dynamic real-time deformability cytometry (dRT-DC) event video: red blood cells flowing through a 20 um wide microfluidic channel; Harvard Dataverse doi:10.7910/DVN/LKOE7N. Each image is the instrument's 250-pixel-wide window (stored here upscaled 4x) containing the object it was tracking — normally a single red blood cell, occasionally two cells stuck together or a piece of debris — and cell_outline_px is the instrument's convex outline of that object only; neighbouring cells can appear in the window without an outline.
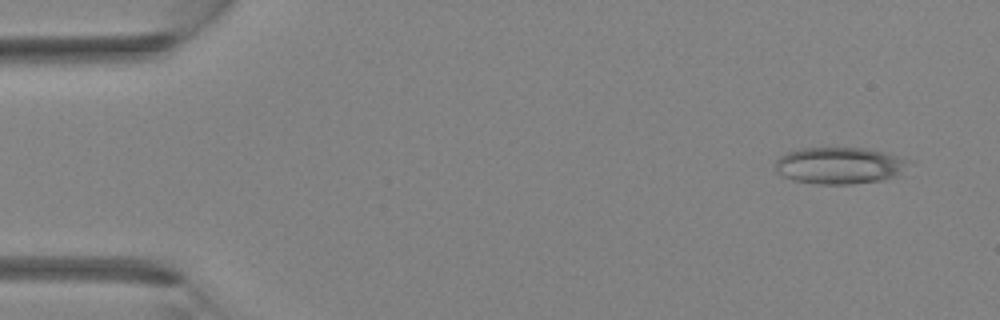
{"species": "Egyptian fruit bat (a non-hibernating species)", "species_latin": "Rousettus aegyptiacus", "temperature_condition": "room temperature", "stored_images_in_passage": 3, "camera_frame_rate_fps": 3000, "um_per_image_px": 0.085, "animal": {"sex": "female"}, "frame": {"image": 1, "passage_image": 1, "time_ms": 0.0, "image_size_px": [1000, 320], "cell_outline_px": [[912, 160], [904, 176], [884, 180], [852, 184], [816, 184], [792, 180], [776, 172], [776, 160], [784, 152], [800, 148], [864, 148], [884, 152]], "centroid_in_image_um": [71.44, 14.08], "position_along_channel_um": 13.6, "area_um2": 29.25}}
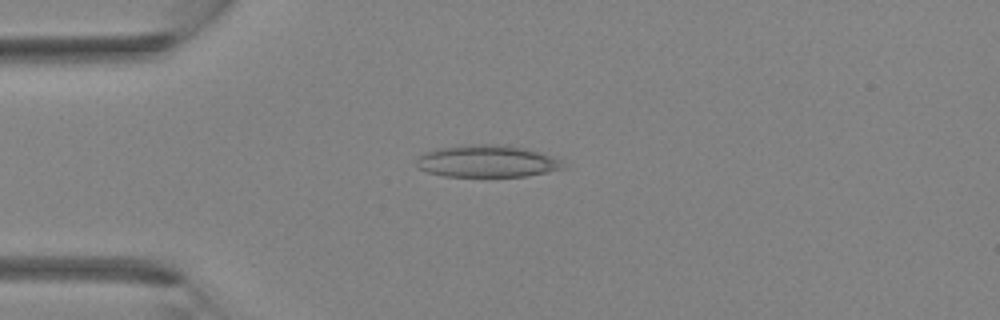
{"frame": {"image": 2, "passage_image": 3, "time_ms": 2.333, "image_size_px": [1000, 320], "cell_outline_px": [[568, 168], [548, 172], [524, 176], [444, 176], [428, 172], [420, 168], [416, 164], [416, 160], [424, 152], [436, 148], [468, 144], [508, 144], [540, 152], [560, 160]], "centroid_in_image_um": [41.41, 13.69], "position_along_channel_um": 43.6, "area_um2": 27.57}}